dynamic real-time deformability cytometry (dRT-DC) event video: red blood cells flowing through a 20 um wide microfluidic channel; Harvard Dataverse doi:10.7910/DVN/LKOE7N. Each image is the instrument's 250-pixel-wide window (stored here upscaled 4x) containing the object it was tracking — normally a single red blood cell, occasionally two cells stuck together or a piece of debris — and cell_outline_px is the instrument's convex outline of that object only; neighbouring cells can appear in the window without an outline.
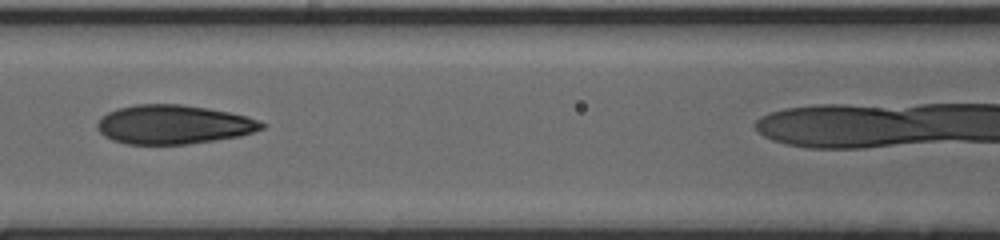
{"species": "human", "species_latin": "Homo sapiens", "temperature_condition": "cold", "stored_images_in_passage": 41, "camera_frame_rate_fps": 3000, "um_per_image_px": 0.085, "donor": {"sex": "male"}, "frame": {"image": 1, "passage_image": 21, "time_ms": 6.667, "image_size_px": [1000, 240], "cell_outline_px": [[268, 124], [264, 128], [240, 136], [216, 140], [188, 144], [128, 144], [112, 140], [104, 136], [100, 132], [96, 124], [108, 112], [116, 108], [136, 104], [180, 104], [208, 108], [248, 116], [260, 120]], "centroid_in_image_um": [14.78, 10.58], "position_along_channel_um": 151.8, "area_um2": 37.51}}
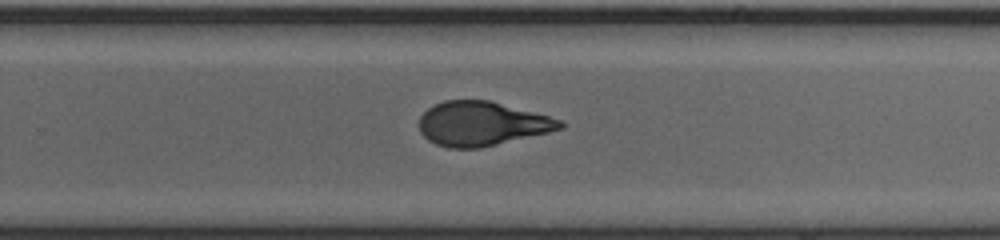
{"frame": {"image": 2, "passage_image": 31, "time_ms": 10.0, "image_size_px": [1000, 240], "cell_outline_px": [[564, 128], [548, 132], [480, 148], [448, 148], [436, 144], [428, 140], [420, 132], [420, 116], [428, 108], [444, 100], [488, 100], [564, 120]], "centroid_in_image_um": [40.95, 10.51], "position_along_channel_um": 288.8, "area_um2": 36.07}}
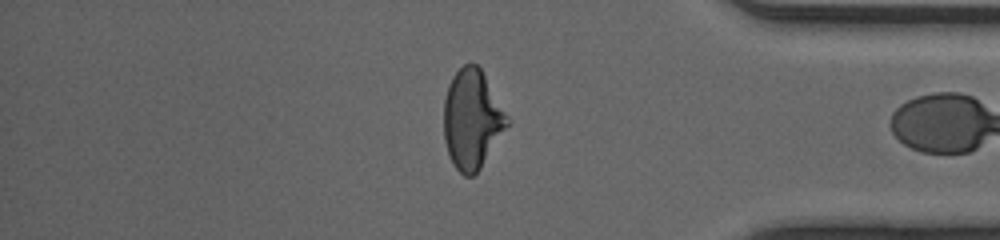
{"frame": {"image": 3, "passage_image": 40, "time_ms": 13.0, "image_size_px": [1000, 240], "cell_outline_px": [[508, 124], [480, 168], [472, 176], [464, 176], [452, 164], [444, 140], [444, 100], [448, 84], [452, 76], [464, 64], [472, 60], [480, 68], [508, 116]], "centroid_in_image_um": [40.09, 10.11], "position_along_channel_um": 395.1, "area_um2": 36.24}}